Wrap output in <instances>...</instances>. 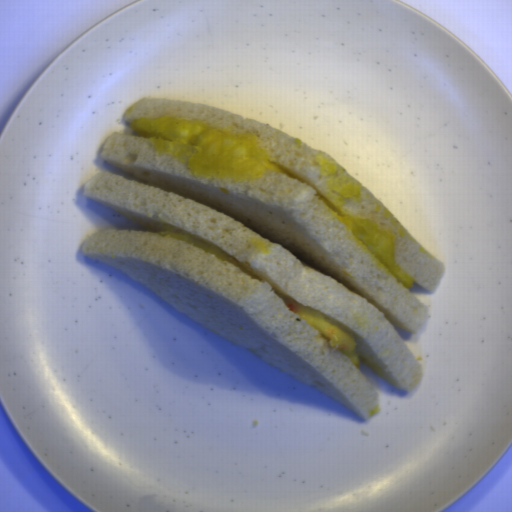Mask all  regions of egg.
<instances>
[{
  "label": "egg",
  "mask_w": 512,
  "mask_h": 512,
  "mask_svg": "<svg viewBox=\"0 0 512 512\" xmlns=\"http://www.w3.org/2000/svg\"><path fill=\"white\" fill-rule=\"evenodd\" d=\"M293 312L323 336L327 340L329 346L335 350H339L357 368L360 367V359L357 353L356 343L350 334L340 327L303 308L297 307V311Z\"/></svg>",
  "instance_id": "egg-1"
},
{
  "label": "egg",
  "mask_w": 512,
  "mask_h": 512,
  "mask_svg": "<svg viewBox=\"0 0 512 512\" xmlns=\"http://www.w3.org/2000/svg\"><path fill=\"white\" fill-rule=\"evenodd\" d=\"M158 235H162V236H165V237H169V238H172V239L179 240V241L184 242V243H186L188 245H191V246H193V247H195L197 249H200L202 251L210 253L213 256H215L217 259H220V260H223L225 262H228V263L232 264L237 269H239L241 272H243L244 274L250 276L251 278H253L255 280H260V278H261L255 272H253L251 269H249L248 267H246L243 264L239 263L235 259L231 258L230 256H228L227 254H225L224 252H222L218 248L207 246V245H205V244H203L201 242H198V241H196V240H194V239H192L190 237H187L185 235L179 234V233L174 232V231H159Z\"/></svg>",
  "instance_id": "egg-2"
}]
</instances>
